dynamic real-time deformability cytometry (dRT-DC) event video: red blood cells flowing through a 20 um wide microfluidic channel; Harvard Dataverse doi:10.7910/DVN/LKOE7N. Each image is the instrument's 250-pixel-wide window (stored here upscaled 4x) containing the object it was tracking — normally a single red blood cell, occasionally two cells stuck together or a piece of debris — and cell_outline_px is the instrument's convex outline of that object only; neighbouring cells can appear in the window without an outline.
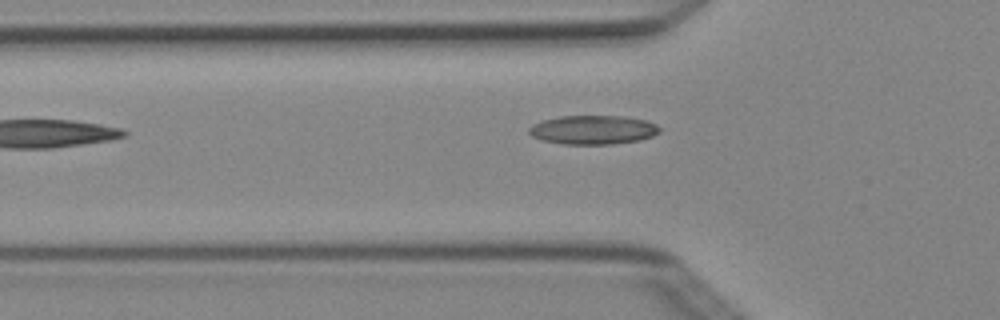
{"species": "Egyptian fruit bat (a non-hibernating species)", "species_latin": "Rousettus aegyptiacus", "temperature_condition": "cold", "stored_images_in_passage": 2, "camera_frame_rate_fps": 3000, "um_per_image_px": 0.085, "animal": {"sex": "female"}, "frame": {"image": 1, "passage_image": 2, "time_ms": 0.333, "image_size_px": [1000, 320], "cell_outline_px": [[660, 132], [652, 136], [640, 140], [612, 144], [564, 144], [540, 140], [532, 136], [528, 132], [528, 128], [532, 124], [544, 120], [560, 116], [624, 116], [648, 120], [656, 124], [660, 128]], "centroid_in_image_um": [50.41, 11.03], "position_along_channel_um": 75.4, "area_um2": 22.2}}